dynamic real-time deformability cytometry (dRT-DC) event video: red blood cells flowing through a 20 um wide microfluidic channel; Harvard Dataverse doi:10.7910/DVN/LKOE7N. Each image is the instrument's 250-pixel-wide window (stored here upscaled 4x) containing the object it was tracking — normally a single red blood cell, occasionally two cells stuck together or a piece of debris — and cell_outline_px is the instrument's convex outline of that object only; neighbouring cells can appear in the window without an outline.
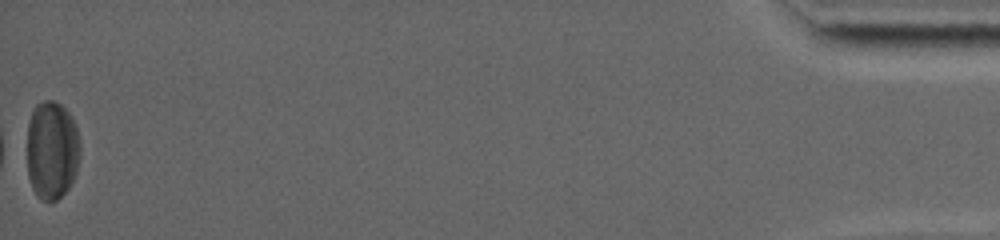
{"species": "common noctule bat (a hibernating species)", "species_latin": "Nyctalus noctula", "temperature_condition": "warm", "stored_images_in_passage": 32, "camera_frame_rate_fps": 5000, "um_per_image_px": 0.085, "animal": {"sex": "female", "body_mass_g": 19.0, "forearm_length_mm": 53.3}, "frame": {"image": 1, "passage_image": 32, "time_ms": 14.4, "image_size_px": [1000, 240], "cell_outline_px": [[80, 156], [76, 172], [68, 188], [56, 200], [40, 200], [36, 196], [32, 188], [28, 176], [28, 120], [36, 104], [44, 100], [52, 100], [60, 104], [72, 116], [76, 124], [80, 140]], "centroid_in_image_um": [4.42, 12.74], "position_along_channel_um": 430.8, "area_um2": 30.75}, "authors_computed_cell_mechanics": {"area_um2": 19.2763, "velocity_mm_per_s": 3.8844, "shape_relaxation_time_tau1_ms": 2.7765, "shape_relaxation_time_tau2_ms": 5.3689, "deformation_change_tau1": 0.1151, "deformation_change_tau2": 0.1175}}